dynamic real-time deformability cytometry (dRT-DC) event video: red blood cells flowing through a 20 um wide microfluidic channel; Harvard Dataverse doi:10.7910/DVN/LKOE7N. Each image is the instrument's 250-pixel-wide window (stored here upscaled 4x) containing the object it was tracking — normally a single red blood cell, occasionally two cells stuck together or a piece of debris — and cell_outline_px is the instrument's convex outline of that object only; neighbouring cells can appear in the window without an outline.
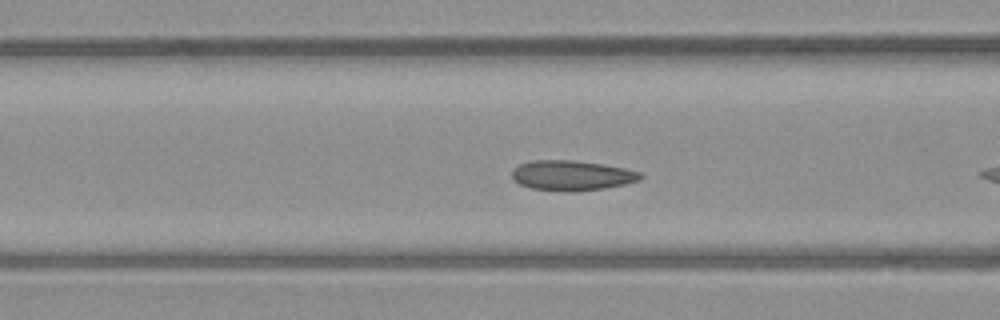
{"species": "common noctule bat (a hibernating species)", "species_latin": "Nyctalus noctula", "temperature_condition": "warm", "stored_images_in_passage": 38, "camera_frame_rate_fps": 3000, "um_per_image_px": 0.085, "animal": {"sex": "male", "body_mass_g": 23.1, "forearm_length_mm": 52.7}, "frame": {"image": 1, "passage_image": 6, "time_ms": 1.667, "image_size_px": [1000, 320], "cell_outline_px": [[644, 176], [640, 180], [624, 184], [604, 188], [576, 192], [568, 192], [532, 188], [520, 184], [512, 176], [512, 168], [520, 164], [532, 160], [576, 160], [604, 164], [624, 168], [640, 172]], "centroid_in_image_um": [48.62, 14.91], "position_along_channel_um": 118.0, "area_um2": 22.6}}
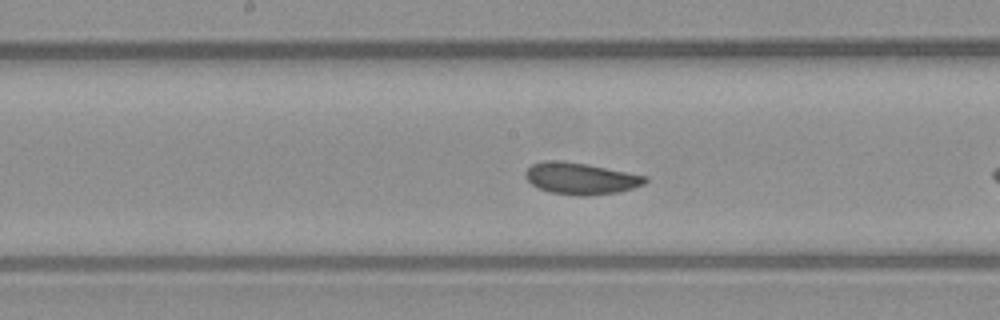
{"frame": {"image": 2, "passage_image": 12, "time_ms": 3.667, "image_size_px": [1000, 320], "cell_outline_px": [[648, 180], [644, 184], [632, 188], [616, 192], [584, 196], [576, 196], [548, 192], [532, 184], [524, 176], [524, 172], [532, 164], [544, 160], [564, 160], [588, 164], [648, 176]], "centroid_in_image_um": [49.34, 15.16], "position_along_channel_um": 198.9, "area_um2": 22.25}}